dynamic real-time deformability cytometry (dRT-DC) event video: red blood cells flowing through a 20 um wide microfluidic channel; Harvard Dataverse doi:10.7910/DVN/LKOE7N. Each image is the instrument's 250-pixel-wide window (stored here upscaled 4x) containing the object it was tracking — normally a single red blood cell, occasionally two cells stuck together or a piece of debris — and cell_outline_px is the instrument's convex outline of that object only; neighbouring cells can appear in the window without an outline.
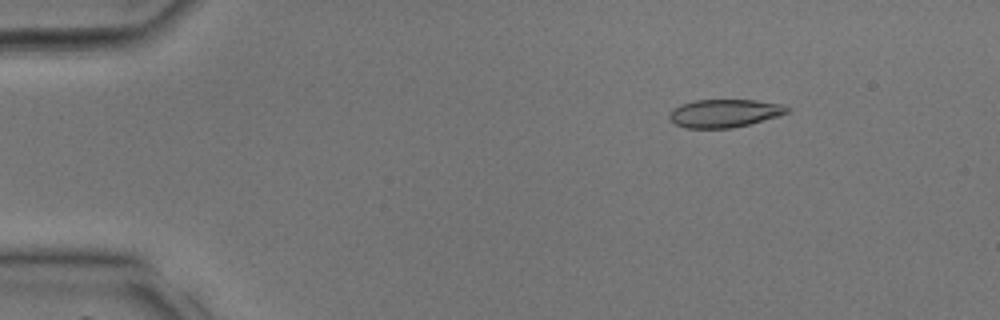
{"species": "common noctule bat (a hibernating species)", "species_latin": "Nyctalus noctula", "temperature_condition": "room temperature", "stored_images_in_passage": 38, "camera_frame_rate_fps": 3000, "um_per_image_px": 0.085, "animal": {"sex": "male", "body_mass_g": 17.9, "forearm_length_mm": 54.2}, "frame": {"image": 1, "passage_image": 6, "time_ms": 1.667, "image_size_px": [1000, 320], "cell_outline_px": [[792, 112], [780, 116], [732, 128], [684, 128], [676, 124], [668, 116], [668, 112], [680, 104], [696, 100], [756, 100], [784, 104], [792, 108]], "centroid_in_image_um": [61.64, 9.62], "position_along_channel_um": 23.4, "area_um2": 19.54}}
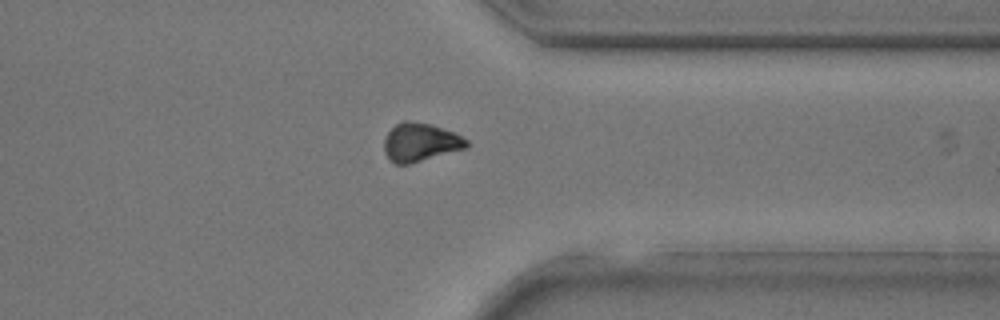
{"frame": {"image": 2, "passage_image": 30, "time_ms": 9.667, "image_size_px": [1000, 320], "cell_outline_px": [[468, 148], [408, 164], [396, 164], [384, 152], [384, 136], [396, 124], [404, 120], [408, 120], [428, 124], [452, 132], [468, 140]], "centroid_in_image_um": [35.71, 12.1], "position_along_channel_um": 375.7, "area_um2": 18.21}}
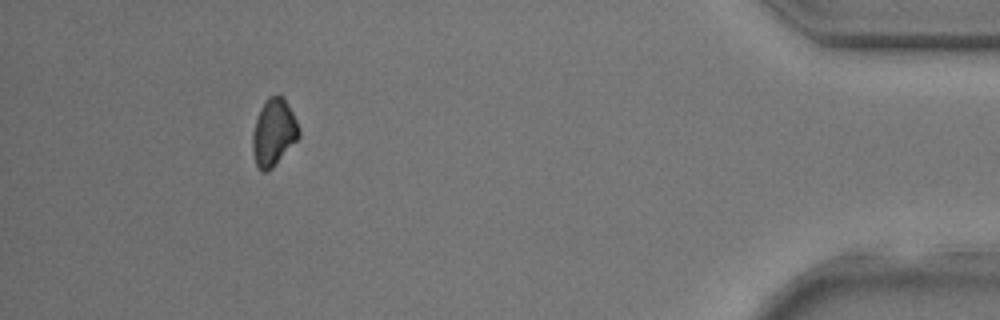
{"frame": {"image": 3, "passage_image": 35, "time_ms": 11.333, "image_size_px": [1000, 320], "cell_outline_px": [[300, 136], [272, 168], [268, 172], [264, 172], [256, 164], [252, 152], [252, 132], [256, 120], [268, 96], [284, 96], [300, 128]], "centroid_in_image_um": [23.27, 11.27], "position_along_channel_um": 411.9, "area_um2": 17.86}}